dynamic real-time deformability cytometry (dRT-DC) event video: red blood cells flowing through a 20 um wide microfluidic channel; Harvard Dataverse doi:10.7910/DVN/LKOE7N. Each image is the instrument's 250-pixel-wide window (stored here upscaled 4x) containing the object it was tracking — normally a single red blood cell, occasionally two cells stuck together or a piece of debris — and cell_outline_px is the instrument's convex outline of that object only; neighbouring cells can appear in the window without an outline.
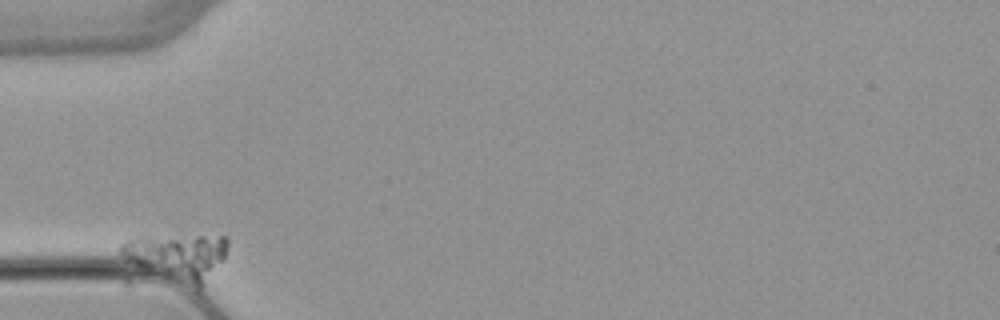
{"species": "common noctule bat (a hibernating species)", "species_latin": "Nyctalus noctula", "temperature_condition": "warm", "stored_images_in_passage": 5, "camera_frame_rate_fps": 3000, "um_per_image_px": 0.085, "animal": {"sex": "female", "body_mass_g": 22.7, "forearm_length_mm": 54.2}, "frame": {"image": 1, "passage_image": 1, "time_ms": 0.0, "image_size_px": [1000, 320], "cell_outline_px": [[228, 248], [224, 260], [200, 288], [196, 288], [136, 264], [128, 260], [120, 252], [120, 244], [144, 232], [228, 236]], "centroid_in_image_um": [15.12, 21.68], "position_along_channel_um": 69.9, "area_um2": 29.48}}
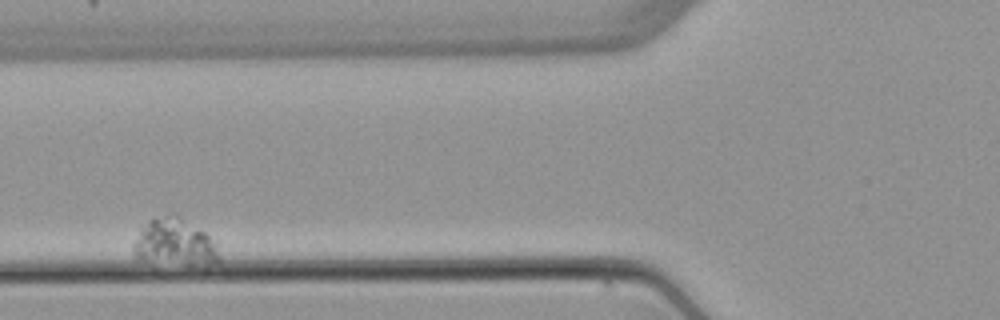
{"frame": {"image": 2, "passage_image": 3, "time_ms": 2.333, "image_size_px": [1000, 320], "cell_outline_px": [[220, 264], [188, 264], [140, 260], [132, 256], [132, 244], [140, 228], [148, 220], [172, 212], [176, 212], [204, 232], [216, 244], [220, 260]], "centroid_in_image_um": [14.8, 20.58], "position_along_channel_um": 111.0, "area_um2": 23.81}}